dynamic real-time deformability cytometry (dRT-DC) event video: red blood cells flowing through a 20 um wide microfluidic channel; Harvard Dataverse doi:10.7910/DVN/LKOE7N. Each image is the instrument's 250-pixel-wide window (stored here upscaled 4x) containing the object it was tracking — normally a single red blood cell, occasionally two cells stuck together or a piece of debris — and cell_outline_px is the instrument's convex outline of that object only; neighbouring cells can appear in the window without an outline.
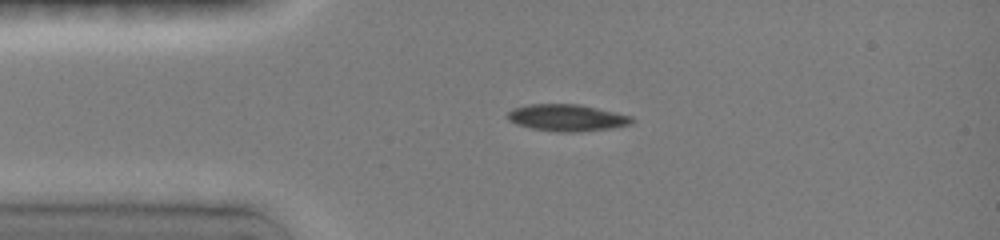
{"species": "common noctule bat (a hibernating species)", "species_latin": "Nyctalus noctula", "temperature_condition": "room temperature", "stored_images_in_passage": 4, "camera_frame_rate_fps": 3000, "um_per_image_px": 0.085, "animal": {"sex": "female", "body_mass_g": 19.0, "forearm_length_mm": 51.5}, "frame": {"image": 1, "passage_image": 2, "time_ms": 1.333, "image_size_px": [1000, 240], "cell_outline_px": [[636, 120], [632, 124], [612, 128], [576, 132], [556, 132], [532, 128], [516, 124], [508, 120], [508, 112], [512, 108], [528, 104], [580, 104], [632, 116]], "centroid_in_image_um": [48.21, 10.01], "position_along_channel_um": 36.8, "area_um2": 19.54}}
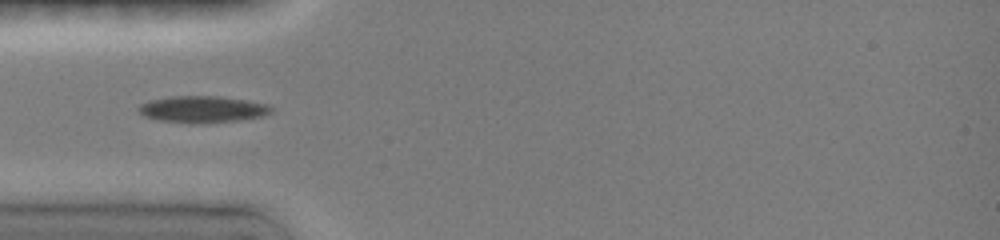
{"frame": {"image": 2, "passage_image": 3, "time_ms": 2.667, "image_size_px": [1000, 240], "cell_outline_px": [[276, 108], [272, 112], [264, 116], [240, 120], [204, 124], [192, 124], [156, 120], [144, 116], [140, 112], [140, 104], [148, 100], [172, 96], [216, 96], [244, 100], [268, 104]], "centroid_in_image_um": [17.24, 9.31], "position_along_channel_um": 67.8, "area_um2": 20.92}}